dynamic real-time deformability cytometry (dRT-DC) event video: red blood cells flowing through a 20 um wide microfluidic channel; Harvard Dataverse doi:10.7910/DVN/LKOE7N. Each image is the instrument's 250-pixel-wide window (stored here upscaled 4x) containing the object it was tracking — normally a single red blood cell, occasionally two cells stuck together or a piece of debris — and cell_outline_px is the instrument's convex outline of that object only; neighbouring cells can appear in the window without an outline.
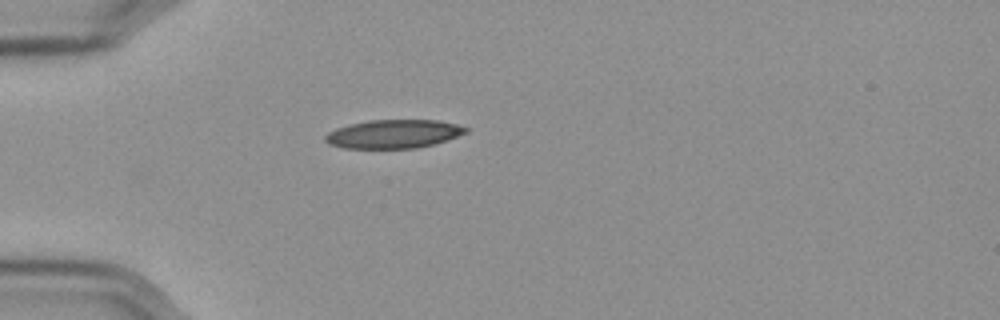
{"species": "Egyptian fruit bat (a non-hibernating species)", "species_latin": "Rousettus aegyptiacus", "temperature_condition": "cold", "stored_images_in_passage": 41, "camera_frame_rate_fps": 3000, "um_per_image_px": 0.085, "frame": {"image": 1, "passage_image": 1, "time_ms": 0.0, "image_size_px": [1000, 320], "cell_outline_px": [[468, 132], [432, 144], [416, 148], [344, 148], [332, 144], [324, 140], [324, 136], [328, 132], [336, 128], [348, 124], [368, 120], [440, 120], [456, 124], [468, 128]], "centroid_in_image_um": [33.43, 11.37], "position_along_channel_um": 51.6, "area_um2": 23.24}}
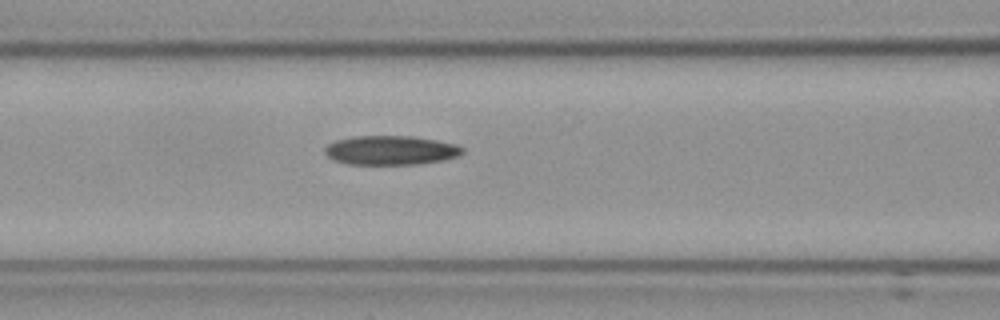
{"frame": {"image": 2, "passage_image": 9, "time_ms": 2.667, "image_size_px": [1000, 320], "cell_outline_px": [[464, 152], [456, 156], [444, 160], [416, 164], [348, 164], [336, 160], [328, 156], [324, 152], [324, 148], [328, 144], [336, 140], [352, 136], [412, 136], [436, 140], [456, 144], [464, 148]], "centroid_in_image_um": [33.21, 12.76], "position_along_channel_um": 133.4, "area_um2": 23.35}}
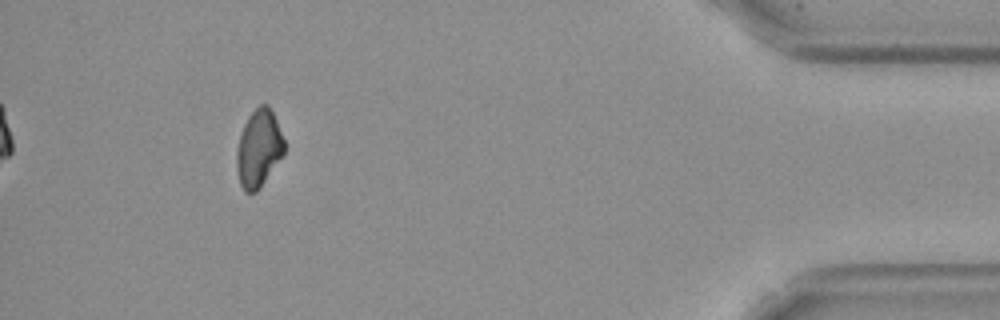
{"frame": {"image": 3, "passage_image": 37, "time_ms": 12.0, "image_size_px": [1000, 320], "cell_outline_px": [[284, 152], [260, 188], [256, 192], [244, 192], [240, 184], [236, 168], [236, 152], [240, 136], [244, 124], [248, 116], [260, 104], [268, 104], [276, 120], [284, 140]], "centroid_in_image_um": [21.97, 12.63], "position_along_channel_um": 413.2, "area_um2": 21.21}, "authors_computed_cell_mechanics": {"area_um2": 22.8888, "velocity_mm_per_s": 3.586, "shape_relaxation_time_tau1_ms": 9.0592, "shape_relaxation_time_tau2_ms": null, "deformation_change_tau1": 0.1495, "deformation_change_tau2": null}}